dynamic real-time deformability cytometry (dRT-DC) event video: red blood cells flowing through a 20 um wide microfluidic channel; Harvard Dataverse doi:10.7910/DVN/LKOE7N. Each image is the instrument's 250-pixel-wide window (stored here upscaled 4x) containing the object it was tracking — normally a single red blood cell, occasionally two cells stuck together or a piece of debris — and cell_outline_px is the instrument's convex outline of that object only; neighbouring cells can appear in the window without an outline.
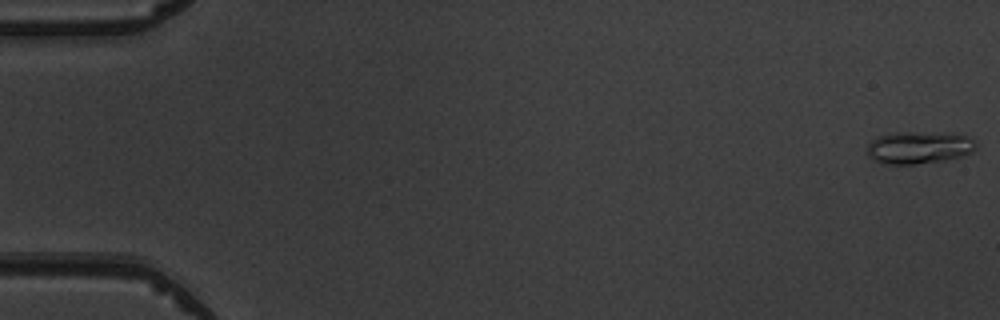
{"species": "common noctule bat (a hibernating species)", "species_latin": "Nyctalus noctula", "temperature_condition": "warm", "stored_images_in_passage": 5, "camera_frame_rate_fps": 3000, "um_per_image_px": 0.085, "animal": {"sex": "male", "body_mass_g": 19.5, "forearm_length_mm": 54.6}, "frame": {"image": 1, "passage_image": 1, "time_ms": 0.0, "image_size_px": [1000, 320], "cell_outline_px": [[976, 148], [972, 152], [964, 156], [944, 160], [916, 164], [884, 164], [872, 160], [868, 156], [868, 144], [876, 136], [896, 132], [916, 132], [968, 136], [976, 140]], "centroid_in_image_um": [78.08, 12.55], "position_along_channel_um": 6.9, "area_um2": 20.52}}